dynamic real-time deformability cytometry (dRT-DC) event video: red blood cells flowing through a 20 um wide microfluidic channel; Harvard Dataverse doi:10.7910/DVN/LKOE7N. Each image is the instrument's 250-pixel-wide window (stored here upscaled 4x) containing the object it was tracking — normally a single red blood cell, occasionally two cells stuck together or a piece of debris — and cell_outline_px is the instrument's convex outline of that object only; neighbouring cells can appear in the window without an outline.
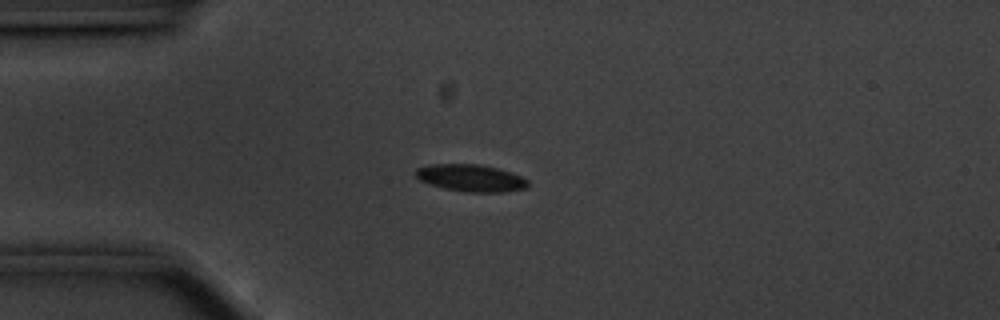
{"species": "common noctule bat (a hibernating species)", "species_latin": "Nyctalus noctula", "temperature_condition": "cold", "stored_images_in_passage": 37, "camera_frame_rate_fps": 3000, "um_per_image_px": 0.085, "animal": {"sex": "male", "body_mass_g": 20.1, "forearm_length_mm": 53.5}, "frame": {"image": 1, "passage_image": 7, "time_ms": 2.0, "image_size_px": [1000, 320], "cell_outline_px": [[528, 184], [524, 188], [500, 192], [468, 192], [444, 188], [420, 180], [416, 176], [416, 168], [428, 164], [476, 164], [496, 168], [520, 176], [528, 180]], "centroid_in_image_um": [39.98, 15.12], "position_along_channel_um": 45.0, "area_um2": 17.34}}
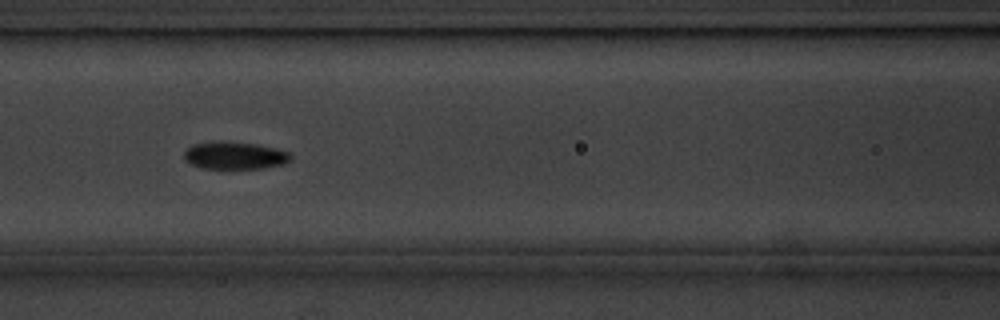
{"frame": {"image": 2, "passage_image": 17, "time_ms": 5.333, "image_size_px": [1000, 320], "cell_outline_px": [[292, 156], [284, 164], [264, 168], [204, 168], [192, 164], [184, 160], [184, 152], [192, 144], [208, 140], [224, 140], [256, 144], [288, 152]], "centroid_in_image_um": [19.89, 13.19], "position_along_channel_um": 146.7, "area_um2": 17.17}}
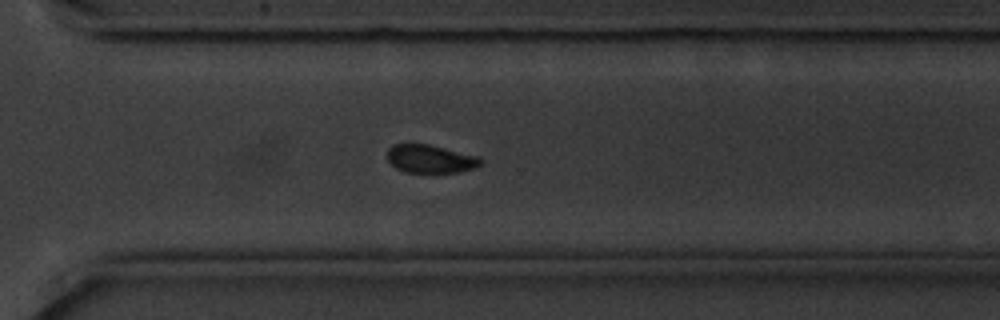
{"frame": {"image": 3, "passage_image": 33, "time_ms": 10.667, "image_size_px": [1000, 320], "cell_outline_px": [[484, 160], [476, 168], [460, 172], [404, 172], [396, 168], [388, 160], [388, 148], [392, 144], [428, 144], [480, 156]], "centroid_in_image_um": [36.62, 13.5], "position_along_channel_um": 334.0, "area_um2": 15.43}}